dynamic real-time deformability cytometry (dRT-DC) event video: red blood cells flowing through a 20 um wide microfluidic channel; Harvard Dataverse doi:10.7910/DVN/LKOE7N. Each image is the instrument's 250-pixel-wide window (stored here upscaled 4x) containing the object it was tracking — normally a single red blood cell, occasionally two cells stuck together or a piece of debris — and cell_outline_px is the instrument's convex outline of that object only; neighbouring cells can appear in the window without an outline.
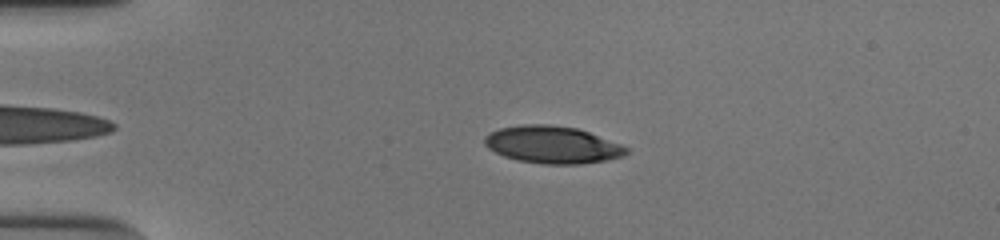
{"species": "human", "species_latin": "Homo sapiens", "temperature_condition": "cold", "stored_images_in_passage": 40, "camera_frame_rate_fps": 3000, "um_per_image_px": 0.085, "donor": {"sex": "male"}, "frame": {"image": 1, "passage_image": 6, "time_ms": 1.667, "image_size_px": [1000, 240], "cell_outline_px": [[628, 152], [624, 156], [608, 160], [580, 164], [544, 164], [516, 160], [504, 156], [488, 148], [484, 144], [484, 136], [488, 132], [500, 128], [524, 124], [552, 124], [576, 128], [588, 132], [620, 144], [628, 148]], "centroid_in_image_um": [46.93, 12.3], "position_along_channel_um": 38.1, "area_um2": 30.87}}
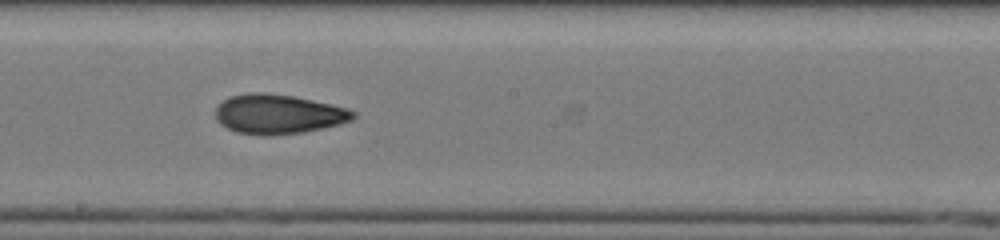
{"frame": {"image": 2, "passage_image": 24, "time_ms": 7.667, "image_size_px": [1000, 240], "cell_outline_px": [[356, 116], [352, 120], [340, 124], [324, 128], [304, 132], [264, 136], [236, 132], [220, 124], [216, 120], [216, 108], [224, 100], [232, 96], [252, 92], [260, 92], [292, 96], [312, 100], [348, 108], [356, 112]], "centroid_in_image_um": [23.67, 9.71], "position_along_channel_um": 224.5, "area_um2": 31.62}}
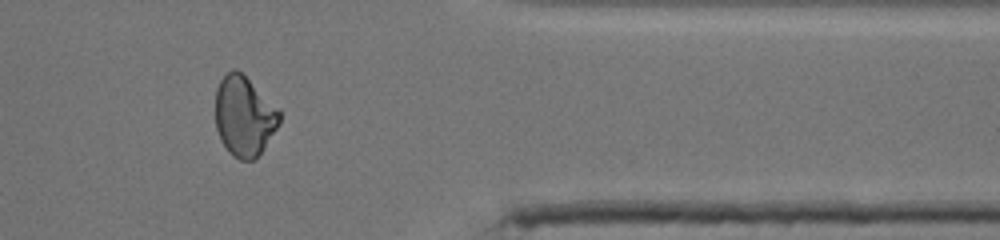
{"frame": {"image": 3, "passage_image": 38, "time_ms": 12.333, "image_size_px": [1000, 240], "cell_outline_px": [[280, 124], [256, 160], [240, 160], [232, 156], [228, 152], [220, 140], [216, 128], [216, 88], [220, 80], [232, 68], [236, 68], [280, 108]], "centroid_in_image_um": [20.77, 9.89], "position_along_channel_um": 390.6, "area_um2": 30.23}, "authors_computed_cell_mechanics": {"area_um2": 30.4606, "velocity_mm_per_s": 3.8703, "shape_relaxation_time_tau1_ms": null, "shape_relaxation_time_tau2_ms": 3.1891, "deformation_change_tau1": null, "deformation_change_tau2": 0.1003}}